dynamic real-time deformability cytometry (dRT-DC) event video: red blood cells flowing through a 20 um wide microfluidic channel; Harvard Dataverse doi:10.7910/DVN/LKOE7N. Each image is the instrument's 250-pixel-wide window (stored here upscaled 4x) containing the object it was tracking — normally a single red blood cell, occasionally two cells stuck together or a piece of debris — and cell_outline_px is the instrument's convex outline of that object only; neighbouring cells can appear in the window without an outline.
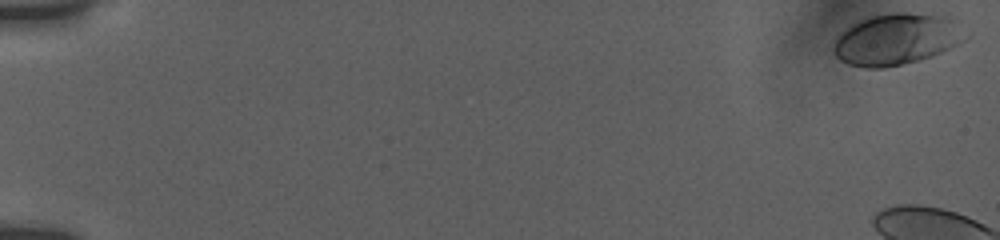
{"species": "human", "species_latin": "Homo sapiens", "temperature_condition": "room temperature", "stored_images_in_passage": 10, "camera_frame_rate_fps": 3000, "um_per_image_px": 0.085, "donor": {"sex": "female"}, "frame": {"image": 1, "passage_image": 1, "time_ms": 0.0, "image_size_px": [1000, 240], "cell_outline_px": [[972, 32], [964, 40], [932, 56], [884, 68], [864, 68], [848, 64], [840, 60], [836, 56], [832, 48], [836, 36], [840, 32], [852, 24], [860, 20], [872, 16], [892, 12], [904, 12], [952, 16]], "centroid_in_image_um": [76.26, 3.3], "position_along_channel_um": 8.7, "area_um2": 40.06}}